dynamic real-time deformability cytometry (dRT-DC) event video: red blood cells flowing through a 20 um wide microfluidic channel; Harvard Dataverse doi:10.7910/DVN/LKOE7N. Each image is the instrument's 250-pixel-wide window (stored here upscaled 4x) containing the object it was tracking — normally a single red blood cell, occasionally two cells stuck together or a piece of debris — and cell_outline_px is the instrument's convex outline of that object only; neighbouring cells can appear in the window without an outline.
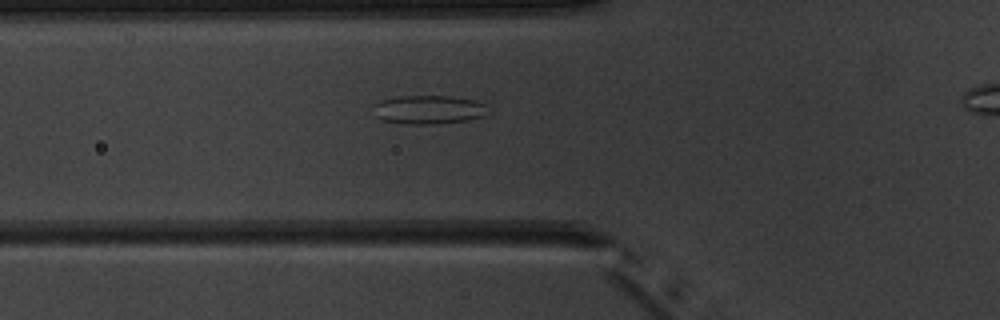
{"species": "common noctule bat (a hibernating species)", "species_latin": "Nyctalus noctula", "temperature_condition": "warm", "stored_images_in_passage": 6, "camera_frame_rate_fps": 3000, "um_per_image_px": 0.085, "animal": {"sex": "male", "body_mass_g": 20.1, "forearm_length_mm": 53.5}, "frame": {"image": 1, "passage_image": 6, "time_ms": 6.0, "image_size_px": [1000, 320], "cell_outline_px": [[488, 104], [484, 116], [468, 120], [432, 124], [404, 124], [380, 120], [376, 116], [376, 104], [380, 100], [396, 96], [452, 96], [472, 100]], "centroid_in_image_um": [36.43, 9.32], "position_along_channel_um": 89.4, "area_um2": 19.13}}